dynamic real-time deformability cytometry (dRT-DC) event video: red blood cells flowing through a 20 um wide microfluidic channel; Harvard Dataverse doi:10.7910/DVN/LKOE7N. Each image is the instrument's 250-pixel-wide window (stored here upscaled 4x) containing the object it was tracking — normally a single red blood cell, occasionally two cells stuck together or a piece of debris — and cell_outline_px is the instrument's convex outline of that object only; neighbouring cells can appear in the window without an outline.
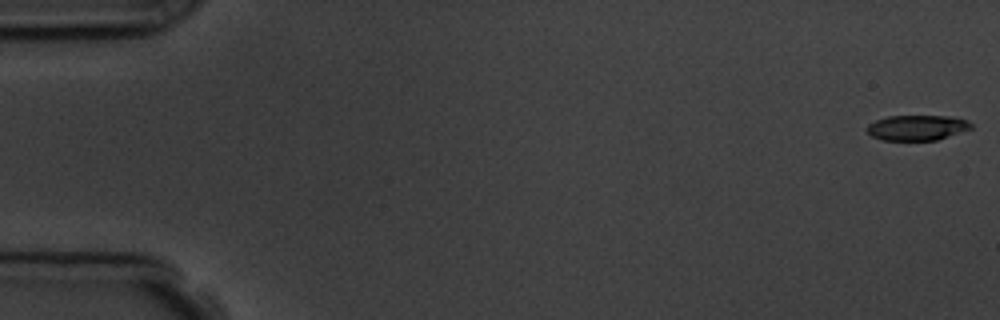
{"species": "common noctule bat (a hibernating species)", "species_latin": "Nyctalus noctula", "temperature_condition": "room temperature", "stored_images_in_passage": 10, "camera_frame_rate_fps": 3000, "um_per_image_px": 0.085, "animal": {"sex": "male", "body_mass_g": 19.5, "forearm_length_mm": 54.6}, "frame": {"image": 1, "passage_image": 1, "time_ms": 0.0, "image_size_px": [1000, 320], "cell_outline_px": [[972, 128], [936, 140], [880, 140], [872, 136], [864, 128], [868, 124], [876, 120], [888, 116], [948, 116], [968, 120], [972, 124]], "centroid_in_image_um": [77.91, 10.85], "position_along_channel_um": 7.1, "area_um2": 15.32}}
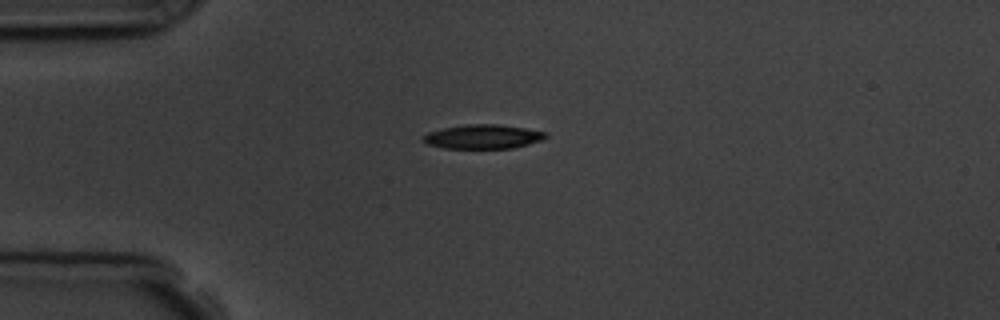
{"frame": {"image": 2, "passage_image": 5, "time_ms": 4.333, "image_size_px": [1000, 320], "cell_outline_px": [[548, 136], [544, 140], [512, 148], [444, 148], [424, 144], [424, 136], [428, 132], [444, 128], [468, 124], [500, 124], [548, 132]], "centroid_in_image_um": [41.09, 11.61], "position_along_channel_um": 43.9, "area_um2": 17.28}}